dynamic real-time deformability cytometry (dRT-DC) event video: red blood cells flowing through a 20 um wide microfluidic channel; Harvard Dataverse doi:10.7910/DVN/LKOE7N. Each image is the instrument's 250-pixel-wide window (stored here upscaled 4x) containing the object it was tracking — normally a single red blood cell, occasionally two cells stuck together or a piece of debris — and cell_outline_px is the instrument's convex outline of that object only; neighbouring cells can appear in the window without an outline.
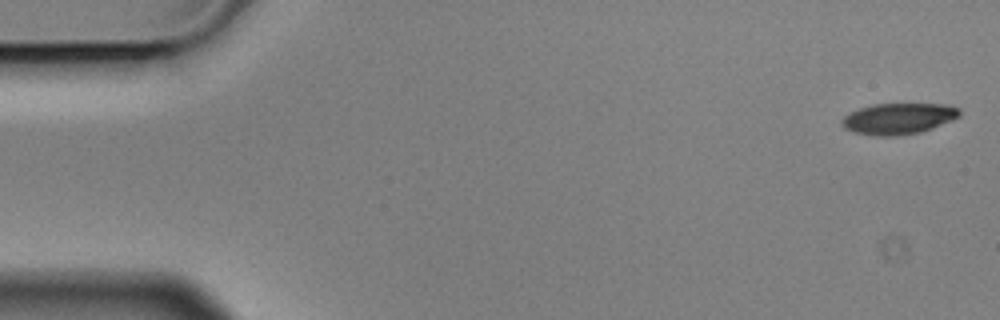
{"species": "Egyptian fruit bat (a non-hibernating species)", "species_latin": "Rousettus aegyptiacus", "temperature_condition": "cold", "stored_images_in_passage": 4, "camera_frame_rate_fps": 3000, "um_per_image_px": 0.085, "animal": {"sex": "male"}, "frame": {"image": 1, "passage_image": 1, "time_ms": 0.0, "image_size_px": [1000, 320], "cell_outline_px": [[960, 116], [952, 120], [932, 128], [920, 132], [892, 136], [876, 136], [856, 132], [844, 128], [840, 124], [840, 120], [844, 116], [860, 108], [872, 104], [944, 104], [960, 108]], "centroid_in_image_um": [76.36, 10.08], "position_along_channel_um": 8.6, "area_um2": 21.21}}
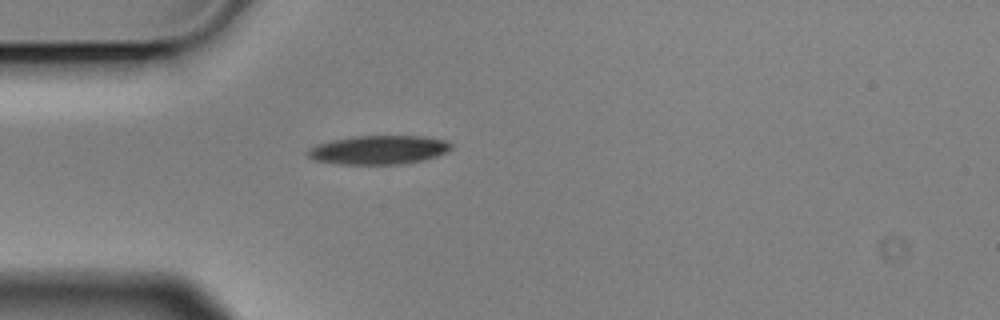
{"frame": {"image": 2, "passage_image": 4, "time_ms": 1.0, "image_size_px": [1000, 320], "cell_outline_px": [[452, 148], [448, 152], [424, 160], [404, 164], [336, 164], [316, 160], [308, 156], [304, 152], [308, 148], [316, 144], [332, 140], [352, 136], [424, 136], [448, 140], [452, 144]], "centroid_in_image_um": [32.2, 12.73], "position_along_channel_um": 52.8, "area_um2": 24.45}}